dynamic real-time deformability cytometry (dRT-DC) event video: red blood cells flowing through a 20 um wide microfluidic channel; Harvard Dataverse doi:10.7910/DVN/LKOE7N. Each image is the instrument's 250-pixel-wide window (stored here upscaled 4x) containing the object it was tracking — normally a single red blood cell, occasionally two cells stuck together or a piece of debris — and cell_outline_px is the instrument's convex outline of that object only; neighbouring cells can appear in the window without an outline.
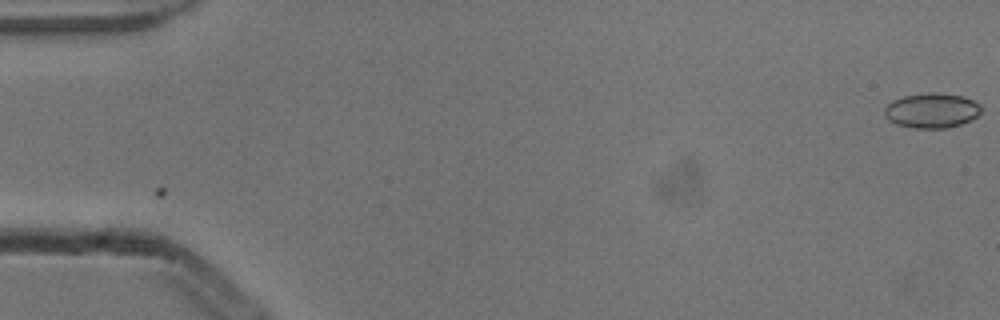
{"species": "common noctule bat (a hibernating species)", "species_latin": "Nyctalus noctula", "temperature_condition": "cold", "stored_images_in_passage": 54, "camera_frame_rate_fps": 3000, "um_per_image_px": 0.085, "animal": {"sex": "male", "body_mass_g": 13.3}, "frame": {"image": 1, "passage_image": 1, "time_ms": 0.0, "image_size_px": [1000, 320], "cell_outline_px": [[980, 112], [976, 116], [960, 124], [948, 128], [912, 128], [896, 124], [888, 120], [884, 116], [884, 108], [892, 100], [904, 96], [924, 92], [936, 92], [964, 96], [980, 104]], "centroid_in_image_um": [79.15, 9.38], "position_along_channel_um": 5.8, "area_um2": 19.77}}
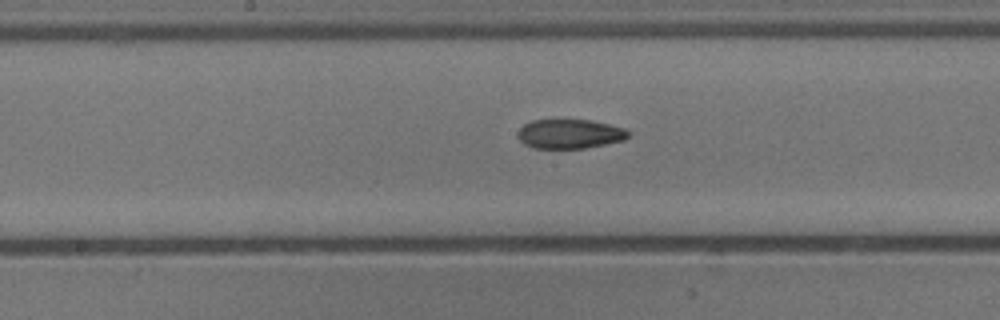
{"frame": {"image": 2, "passage_image": 28, "time_ms": 9.0, "image_size_px": [1000, 320], "cell_outline_px": [[628, 136], [624, 140], [584, 148], [532, 148], [524, 144], [520, 140], [520, 128], [524, 124], [532, 120], [556, 116], [592, 120], [624, 128], [628, 132]], "centroid_in_image_um": [48.39, 11.32], "position_along_channel_um": 199.8, "area_um2": 19.48}}
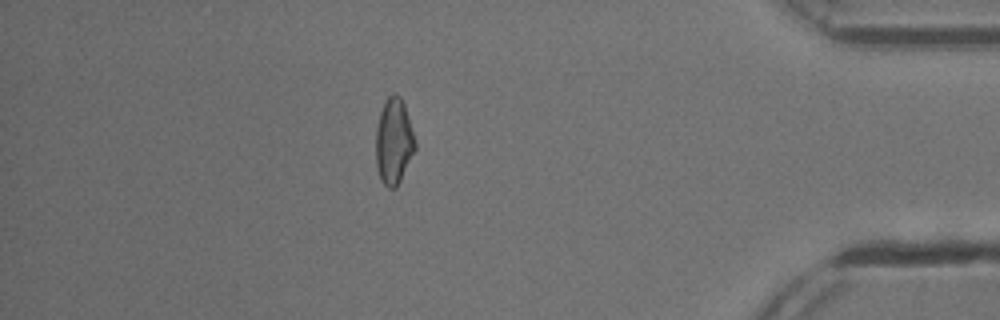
{"frame": {"image": 3, "passage_image": 47, "time_ms": 15.333, "image_size_px": [1000, 320], "cell_outline_px": [[416, 148], [396, 188], [388, 188], [380, 180], [376, 164], [376, 128], [380, 112], [384, 100], [392, 92], [396, 92], [400, 96], [404, 104], [416, 140]], "centroid_in_image_um": [33.47, 11.98], "position_along_channel_um": 401.7, "area_um2": 19.83}, "authors_computed_cell_mechanics": {"area_um2": 19.7676, "velocity_mm_per_s": 3.8736, "shape_relaxation_time_tau1_ms": 5.3873, "shape_relaxation_time_tau2_ms": 6.3341, "deformation_change_tau1": 0.1391, "deformation_change_tau2": 0.1369}}